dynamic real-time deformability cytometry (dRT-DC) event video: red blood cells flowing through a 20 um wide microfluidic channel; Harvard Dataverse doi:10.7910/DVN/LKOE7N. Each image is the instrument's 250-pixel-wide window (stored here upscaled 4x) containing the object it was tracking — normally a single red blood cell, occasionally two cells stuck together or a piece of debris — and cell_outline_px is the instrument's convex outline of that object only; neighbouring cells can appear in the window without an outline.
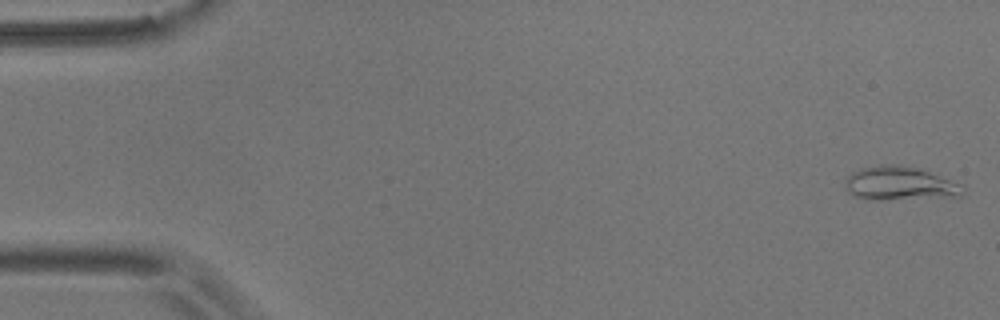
{"species": "common noctule bat (a hibernating species)", "species_latin": "Nyctalus noctula", "temperature_condition": "room temperature", "stored_images_in_passage": 13, "camera_frame_rate_fps": 3000, "um_per_image_px": 0.085, "animal": {"sex": "male", "body_mass_g": 17.9}, "frame": {"image": 1, "passage_image": 1, "time_ms": 0.0, "image_size_px": [1000, 320], "cell_outline_px": [[964, 196], [884, 200], [868, 200], [852, 196], [844, 188], [844, 180], [852, 172], [860, 168], [880, 164], [896, 164], [920, 168], [964, 184]], "centroid_in_image_um": [76.48, 15.6], "position_along_channel_um": 8.5, "area_um2": 23.87}}